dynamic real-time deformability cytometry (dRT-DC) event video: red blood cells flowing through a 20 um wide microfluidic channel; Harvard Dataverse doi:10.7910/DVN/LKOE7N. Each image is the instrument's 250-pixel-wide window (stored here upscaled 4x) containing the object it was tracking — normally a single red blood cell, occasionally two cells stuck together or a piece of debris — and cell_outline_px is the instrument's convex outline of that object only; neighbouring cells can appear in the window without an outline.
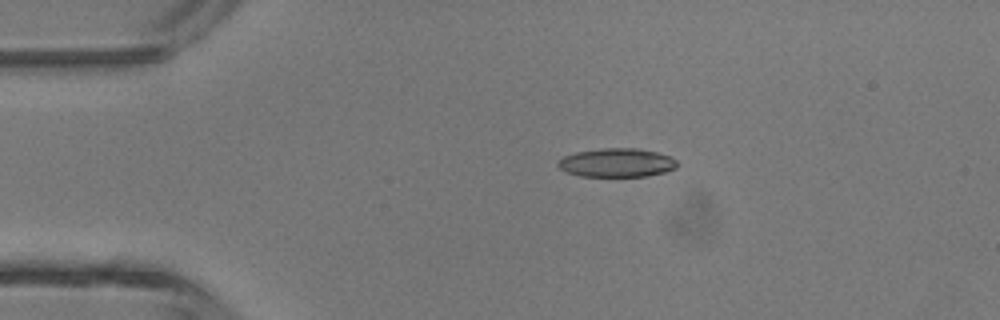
{"species": "common noctule bat (a hibernating species)", "species_latin": "Nyctalus noctula", "temperature_condition": "room temperature", "stored_images_in_passage": 4, "camera_frame_rate_fps": 3000, "um_per_image_px": 0.085, "animal": {"sex": "male", "body_mass_g": 13.3}, "frame": {"image": 1, "passage_image": 3, "time_ms": 0.667, "image_size_px": [1000, 320], "cell_outline_px": [[680, 164], [676, 168], [664, 172], [648, 176], [580, 176], [568, 172], [560, 168], [556, 164], [556, 160], [564, 156], [576, 152], [600, 148], [636, 148], [656, 152], [672, 156]], "centroid_in_image_um": [52.44, 13.82], "position_along_channel_um": 32.6, "area_um2": 20.11}}
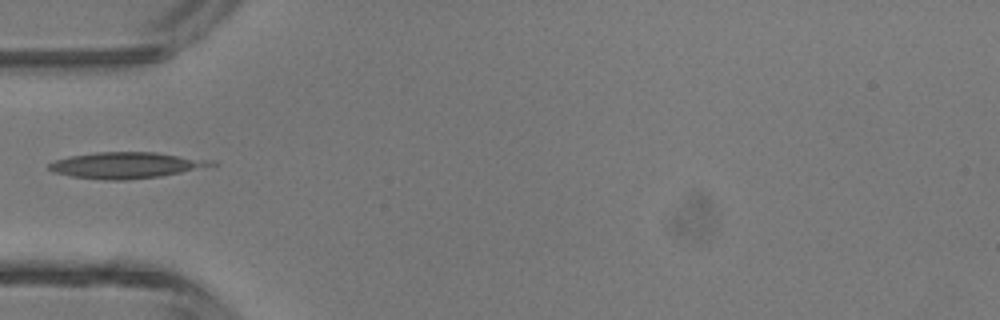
{"frame": {"image": 2, "passage_image": 4, "time_ms": 1.0, "image_size_px": [1000, 320], "cell_outline_px": [[220, 164], [160, 176], [124, 180], [104, 180], [72, 176], [56, 172], [48, 168], [48, 164], [56, 160], [68, 156], [96, 152], [156, 152], [216, 160]], "centroid_in_image_um": [10.77, 14.03], "position_along_channel_um": 74.2, "area_um2": 24.68}}